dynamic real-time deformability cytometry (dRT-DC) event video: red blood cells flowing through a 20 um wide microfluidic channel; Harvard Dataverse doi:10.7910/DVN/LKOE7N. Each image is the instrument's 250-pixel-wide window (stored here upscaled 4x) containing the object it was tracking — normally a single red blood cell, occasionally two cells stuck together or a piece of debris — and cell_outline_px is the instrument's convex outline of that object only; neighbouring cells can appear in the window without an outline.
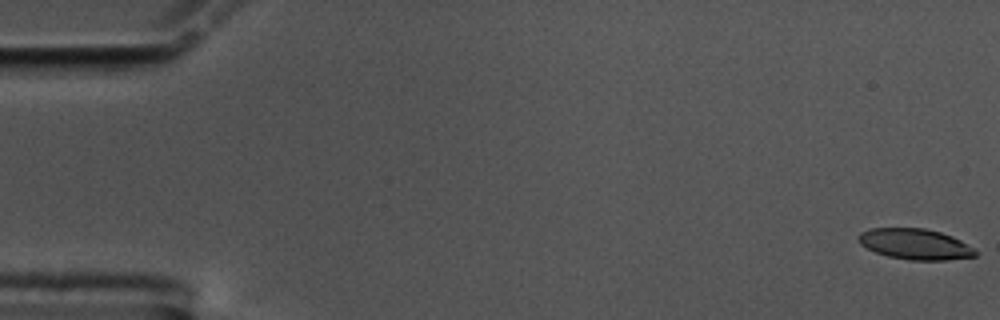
{"species": "common noctule bat (a hibernating species)", "species_latin": "Nyctalus noctula", "temperature_condition": "cold", "stored_images_in_passage": 59, "camera_frame_rate_fps": 3000, "um_per_image_px": 0.085, "animal": {"sex": "male", "body_mass_g": 17.5, "forearm_length_mm": 52.3}, "frame": {"image": 1, "passage_image": 1, "time_ms": 0.0, "image_size_px": [1000, 320], "cell_outline_px": [[976, 256], [944, 260], [908, 260], [888, 256], [876, 252], [860, 244], [856, 236], [860, 232], [872, 228], [924, 228], [940, 232], [952, 236], [960, 240], [972, 248], [976, 252]], "centroid_in_image_um": [77.74, 20.74], "position_along_channel_um": 7.3, "area_um2": 20.81}}
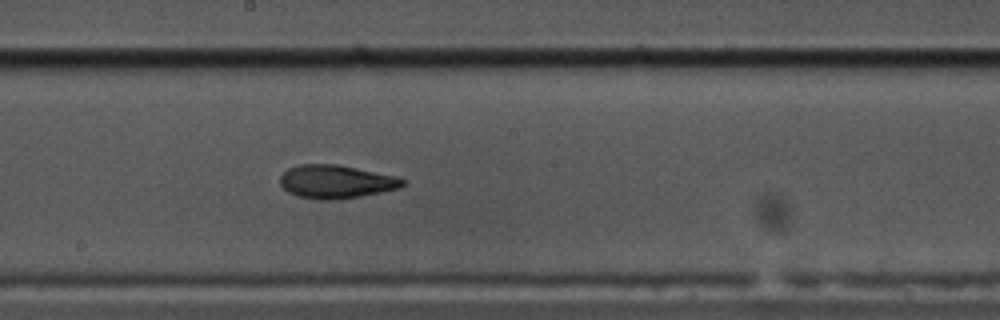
{"frame": {"image": 2, "passage_image": 32, "time_ms": 10.333, "image_size_px": [1000, 320], "cell_outline_px": [[408, 180], [400, 188], [360, 196], [332, 200], [320, 200], [296, 196], [288, 192], [280, 184], [280, 176], [288, 168], [300, 164], [336, 164], [396, 176]], "centroid_in_image_um": [28.55, 15.44], "position_along_channel_um": 219.6, "area_um2": 23.81}}
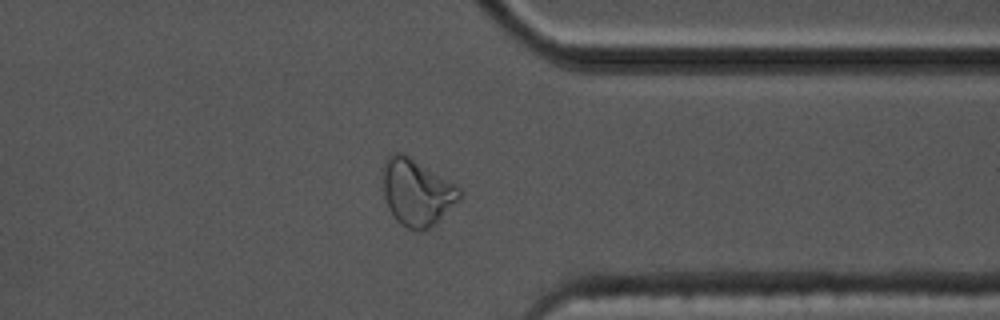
{"frame": {"image": 3, "passage_image": 46, "time_ms": 15.0, "image_size_px": [1000, 320], "cell_outline_px": [[460, 200], [436, 224], [420, 232], [408, 228], [400, 224], [396, 220], [388, 208], [384, 196], [380, 176], [384, 160], [388, 156], [396, 152], [404, 152], [456, 184], [460, 188]], "centroid_in_image_um": [35.39, 16.33], "position_along_channel_um": 376.0, "area_um2": 30.52}, "authors_computed_cell_mechanics": {"area_um2": 23.1778, "velocity_mm_per_s": 3.4476, "shape_relaxation_time_tau1_ms": 9.4367, "shape_relaxation_time_tau2_ms": 3.2203, "deformation_change_tau1": 0.2302, "deformation_change_tau2": 0.1127}}